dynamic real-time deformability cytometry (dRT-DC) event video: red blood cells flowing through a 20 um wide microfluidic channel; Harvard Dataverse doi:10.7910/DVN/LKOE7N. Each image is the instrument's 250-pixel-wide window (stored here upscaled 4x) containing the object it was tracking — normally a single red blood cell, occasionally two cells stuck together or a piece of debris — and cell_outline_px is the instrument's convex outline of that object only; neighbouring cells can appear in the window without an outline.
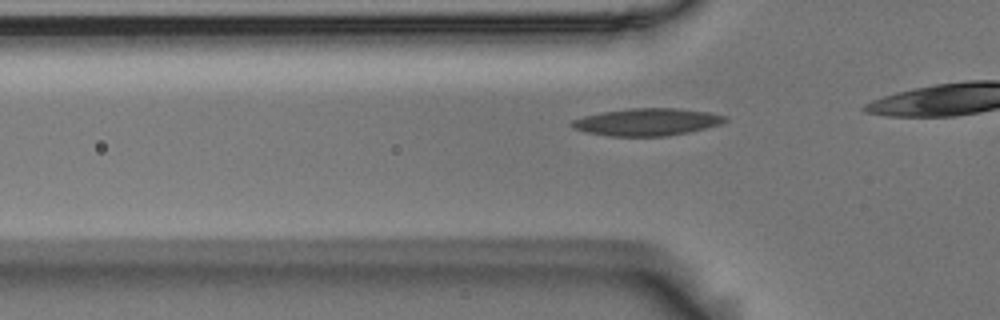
{"species": "Egyptian fruit bat (a non-hibernating species)", "species_latin": "Rousettus aegyptiacus", "temperature_condition": "room temperature", "stored_images_in_passage": 9, "camera_frame_rate_fps": 3000, "um_per_image_px": 0.085, "animal": {"sex": "male"}, "frame": {"image": 1, "passage_image": 3, "time_ms": 0.667, "image_size_px": [1000, 320], "cell_outline_px": [[728, 120], [720, 124], [688, 132], [668, 136], [608, 136], [584, 132], [572, 128], [568, 124], [572, 120], [584, 116], [604, 112], [632, 108], [676, 108], [708, 112], [728, 116]], "centroid_in_image_um": [54.97, 10.37], "position_along_channel_um": 70.8, "area_um2": 24.39}}
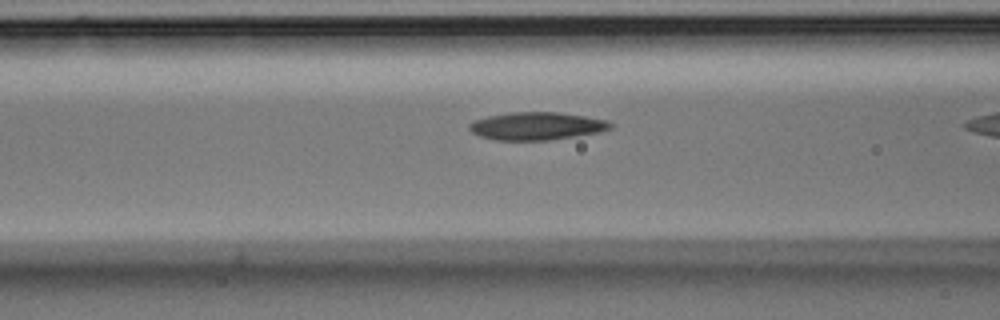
{"frame": {"image": 2, "passage_image": 7, "time_ms": 2.0, "image_size_px": [1000, 320], "cell_outline_px": [[612, 128], [600, 132], [552, 140], [496, 140], [480, 136], [472, 132], [468, 128], [468, 124], [472, 120], [488, 116], [512, 112], [560, 112], [608, 120], [612, 124]], "centroid_in_image_um": [45.61, 10.71], "position_along_channel_um": 121.0, "area_um2": 23.0}}